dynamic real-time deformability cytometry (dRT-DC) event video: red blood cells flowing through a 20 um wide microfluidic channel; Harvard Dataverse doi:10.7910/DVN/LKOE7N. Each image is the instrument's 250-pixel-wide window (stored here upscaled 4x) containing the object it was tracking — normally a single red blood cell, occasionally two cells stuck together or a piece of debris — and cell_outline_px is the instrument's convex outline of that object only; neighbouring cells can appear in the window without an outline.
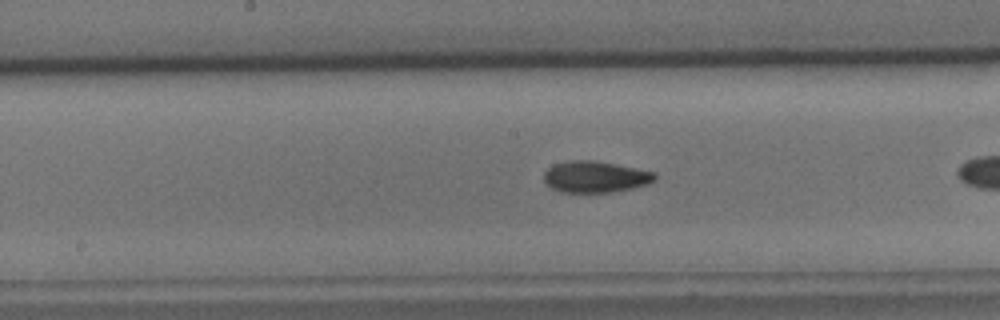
{"species": "common noctule bat (a hibernating species)", "species_latin": "Nyctalus noctula", "temperature_condition": "cold", "stored_images_in_passage": 28, "camera_frame_rate_fps": 3000, "um_per_image_px": 0.085, "animal": {"sex": "male", "body_mass_g": 15.6}, "frame": {"image": 1, "passage_image": 13, "time_ms": 4.0, "image_size_px": [1000, 320], "cell_outline_px": [[656, 180], [648, 184], [632, 188], [608, 192], [560, 192], [552, 188], [544, 180], [544, 172], [552, 164], [568, 160], [592, 160], [656, 172]], "centroid_in_image_um": [50.58, 15.02], "position_along_channel_um": 197.6, "area_um2": 20.23}}
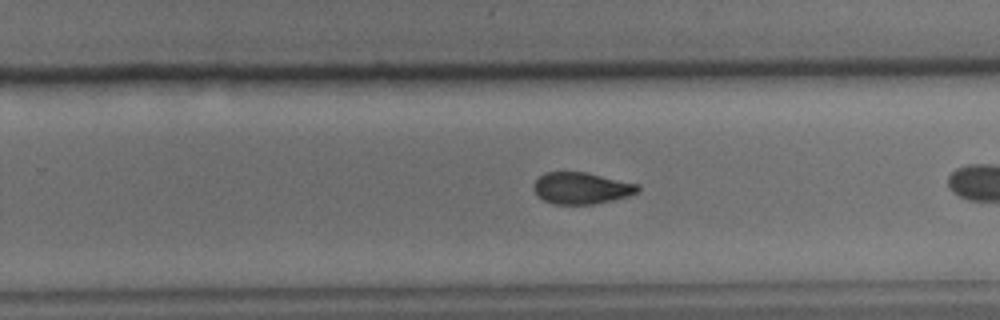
{"frame": {"image": 2, "passage_image": 20, "time_ms": 6.333, "image_size_px": [1000, 320], "cell_outline_px": [[640, 188], [636, 192], [628, 196], [596, 204], [552, 204], [544, 200], [532, 188], [532, 184], [544, 172], [584, 172], [640, 184]], "centroid_in_image_um": [49.41, 15.99], "position_along_channel_um": 280.4, "area_um2": 19.13}}